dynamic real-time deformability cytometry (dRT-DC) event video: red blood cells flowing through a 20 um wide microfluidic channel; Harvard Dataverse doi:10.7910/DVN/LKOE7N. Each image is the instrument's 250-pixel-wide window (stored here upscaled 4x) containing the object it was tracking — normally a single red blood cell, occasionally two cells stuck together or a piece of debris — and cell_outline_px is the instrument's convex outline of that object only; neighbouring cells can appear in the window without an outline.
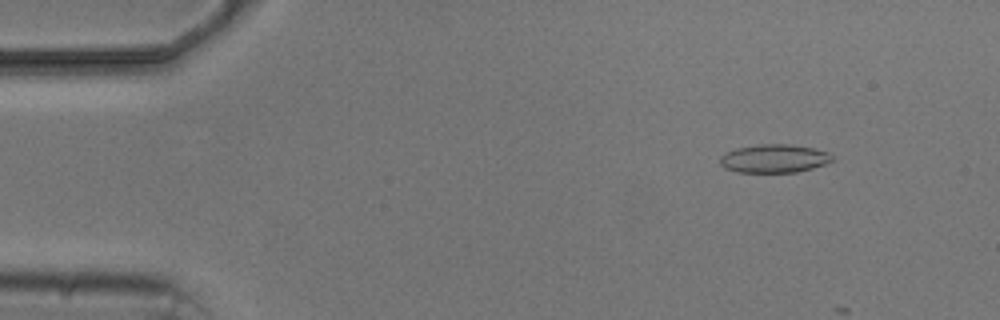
{"species": "common noctule bat (a hibernating species)", "species_latin": "Nyctalus noctula", "temperature_condition": "cold", "stored_images_in_passage": 5, "camera_frame_rate_fps": 3000, "um_per_image_px": 0.085, "animal": {"sex": "male", "body_mass_g": 20.5, "forearm_length_mm": 52.5}, "frame": {"image": 1, "passage_image": 2, "time_ms": 1.0, "image_size_px": [1000, 320], "cell_outline_px": [[832, 160], [824, 164], [812, 168], [796, 172], [736, 172], [724, 168], [720, 164], [720, 156], [724, 152], [736, 148], [760, 144], [792, 144], [812, 148], [828, 152], [832, 156]], "centroid_in_image_um": [65.75, 13.47], "position_along_channel_um": 19.3, "area_um2": 18.55}}